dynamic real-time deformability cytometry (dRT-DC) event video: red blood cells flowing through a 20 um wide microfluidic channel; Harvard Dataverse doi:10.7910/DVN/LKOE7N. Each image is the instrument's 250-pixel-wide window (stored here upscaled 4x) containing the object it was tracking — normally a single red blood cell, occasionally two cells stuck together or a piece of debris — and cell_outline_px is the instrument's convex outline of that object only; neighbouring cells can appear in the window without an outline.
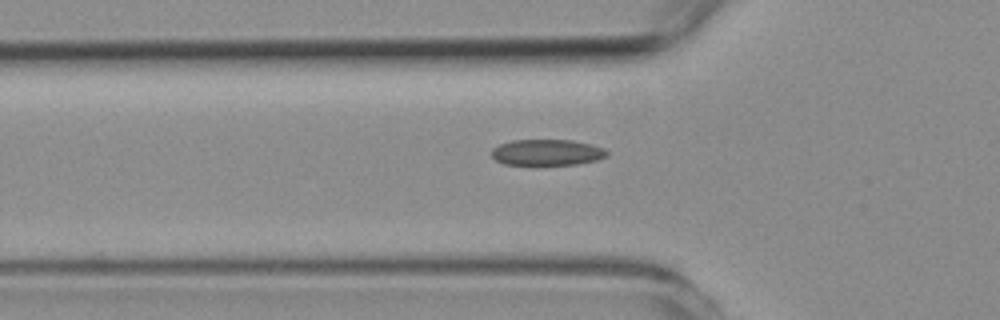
{"species": "common noctule bat (a hibernating species)", "species_latin": "Nyctalus noctula", "temperature_condition": "room temperature", "stored_images_in_passage": 35, "camera_frame_rate_fps": 3000, "um_per_image_px": 0.085, "animal": {"sex": "female", "body_mass_g": 19.3, "forearm_length_mm": 54.1}, "frame": {"image": 1, "passage_image": 2, "time_ms": 0.333, "image_size_px": [1000, 320], "cell_outline_px": [[608, 152], [604, 156], [596, 160], [576, 164], [532, 168], [504, 164], [496, 160], [492, 156], [492, 148], [500, 144], [512, 140], [572, 140], [604, 148]], "centroid_in_image_um": [46.41, 13.01], "position_along_channel_um": 79.4, "area_um2": 18.21}}
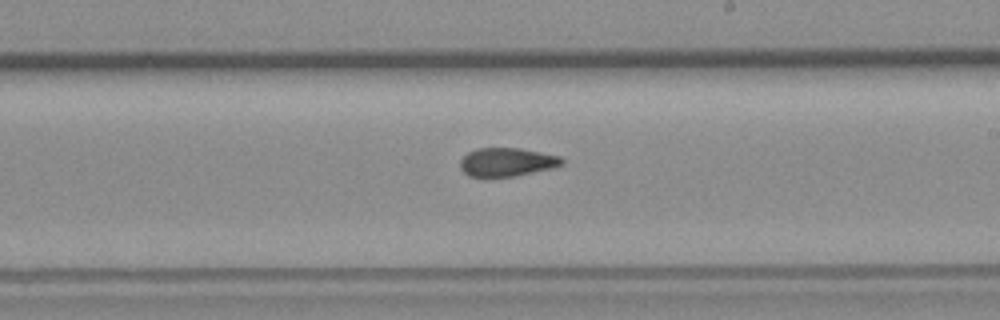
{"frame": {"image": 2, "passage_image": 16, "time_ms": 5.0, "image_size_px": [1000, 320], "cell_outline_px": [[564, 164], [552, 168], [516, 176], [468, 176], [460, 168], [460, 160], [468, 152], [476, 148], [520, 148], [560, 156], [564, 160]], "centroid_in_image_um": [43.09, 13.77], "position_along_channel_um": 245.9, "area_um2": 16.88}}
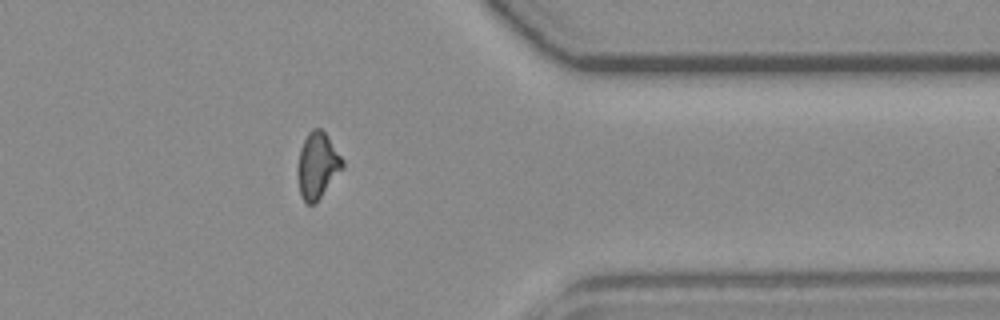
{"frame": {"image": 3, "passage_image": 29, "time_ms": 9.333, "image_size_px": [1000, 320], "cell_outline_px": [[344, 168], [316, 204], [308, 204], [300, 196], [296, 172], [300, 148], [308, 132], [312, 128], [320, 128], [324, 132], [344, 160]], "centroid_in_image_um": [26.97, 14.1], "position_along_channel_um": 384.4, "area_um2": 17.57}}